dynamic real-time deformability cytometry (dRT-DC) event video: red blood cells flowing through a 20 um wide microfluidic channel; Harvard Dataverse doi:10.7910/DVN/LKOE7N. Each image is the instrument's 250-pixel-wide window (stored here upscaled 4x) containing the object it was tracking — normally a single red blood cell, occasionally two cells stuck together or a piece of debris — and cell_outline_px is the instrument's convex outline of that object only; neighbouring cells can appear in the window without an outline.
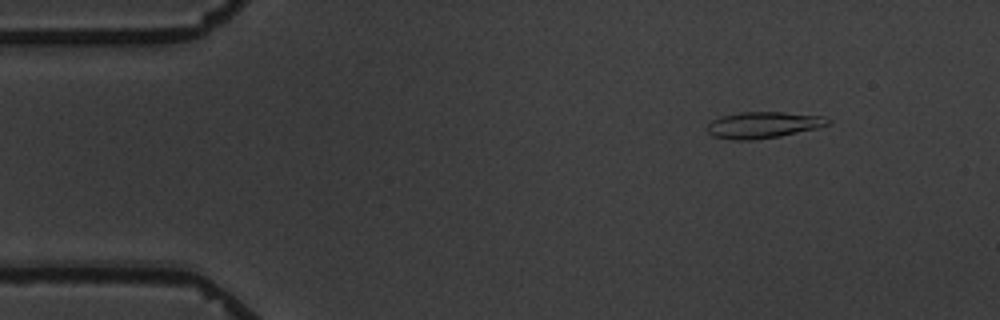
{"species": "common noctule bat (a hibernating species)", "species_latin": "Nyctalus noctula", "temperature_condition": "warm", "stored_images_in_passage": 4, "camera_frame_rate_fps": 3000, "um_per_image_px": 0.085, "animal": {"sex": "male", "body_mass_g": 19.5, "forearm_length_mm": 54.6}, "frame": {"image": 1, "passage_image": 2, "time_ms": 1.333, "image_size_px": [1000, 320], "cell_outline_px": [[832, 120], [828, 124], [816, 128], [780, 136], [756, 140], [732, 140], [712, 136], [704, 128], [712, 120], [724, 116], [740, 112], [784, 112], [824, 116]], "centroid_in_image_um": [64.85, 10.63], "position_along_channel_um": 20.2, "area_um2": 18.61}}